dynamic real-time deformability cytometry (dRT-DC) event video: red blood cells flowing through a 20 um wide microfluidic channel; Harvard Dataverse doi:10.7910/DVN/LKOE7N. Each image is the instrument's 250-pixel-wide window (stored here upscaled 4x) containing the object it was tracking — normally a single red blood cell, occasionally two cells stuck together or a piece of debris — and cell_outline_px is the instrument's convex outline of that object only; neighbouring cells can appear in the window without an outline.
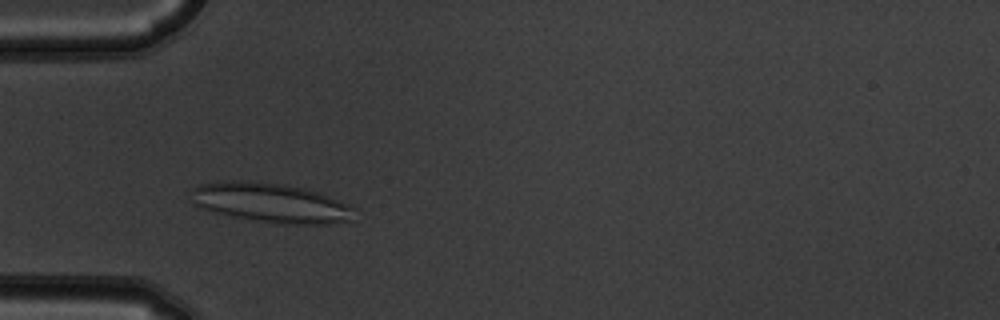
{"species": "common noctule bat (a hibernating species)", "species_latin": "Nyctalus noctula", "temperature_condition": "warm", "stored_images_in_passage": 7, "camera_frame_rate_fps": 3000, "um_per_image_px": 0.085, "animal": {"sex": "male", "body_mass_g": 19.5, "forearm_length_mm": 54.6}, "frame": {"image": 1, "passage_image": 3, "time_ms": 0.667, "image_size_px": [1000, 320], "cell_outline_px": [[356, 208], [352, 220], [328, 224], [292, 224], [256, 220], [216, 212], [200, 208], [196, 204], [192, 192], [192, 188], [200, 184], [232, 180], [240, 180], [284, 184], [304, 188], [340, 200]], "centroid_in_image_um": [23.08, 17.23], "position_along_channel_um": 61.9, "area_um2": 37.05}}
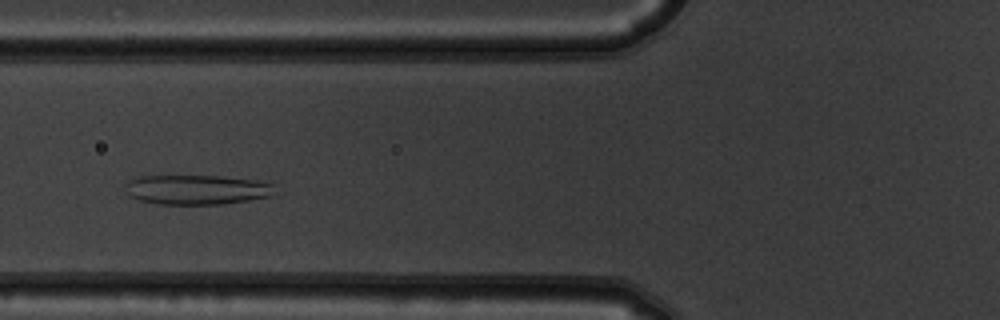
{"frame": {"image": 2, "passage_image": 4, "time_ms": 1.0, "image_size_px": [1000, 320], "cell_outline_px": [[272, 196], [248, 200], [220, 204], [160, 204], [140, 200], [128, 196], [124, 184], [128, 180], [136, 176], [220, 176], [256, 180], [272, 184]], "centroid_in_image_um": [16.65, 16.11], "position_along_channel_um": 109.2, "area_um2": 25.78}}
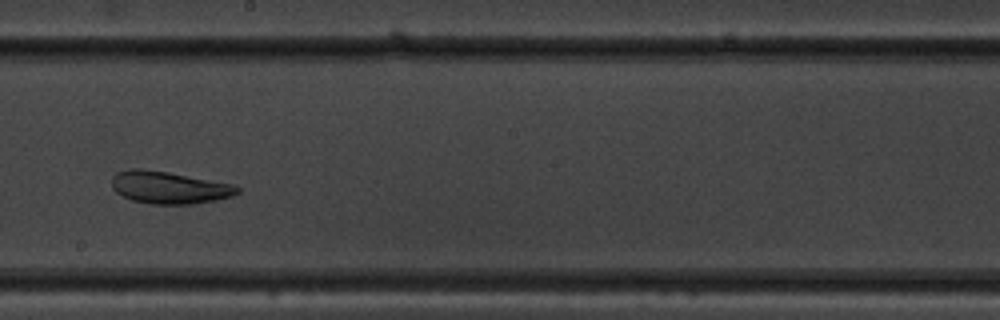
{"frame": {"image": 3, "passage_image": 7, "time_ms": 2.0, "image_size_px": [1000, 320], "cell_outline_px": [[240, 192], [232, 196], [216, 200], [192, 204], [152, 204], [132, 200], [116, 192], [112, 188], [112, 176], [116, 172], [132, 168], [140, 168], [168, 172], [232, 184], [240, 188]], "centroid_in_image_um": [14.36, 15.93], "position_along_channel_um": 233.8, "area_um2": 23.58}}